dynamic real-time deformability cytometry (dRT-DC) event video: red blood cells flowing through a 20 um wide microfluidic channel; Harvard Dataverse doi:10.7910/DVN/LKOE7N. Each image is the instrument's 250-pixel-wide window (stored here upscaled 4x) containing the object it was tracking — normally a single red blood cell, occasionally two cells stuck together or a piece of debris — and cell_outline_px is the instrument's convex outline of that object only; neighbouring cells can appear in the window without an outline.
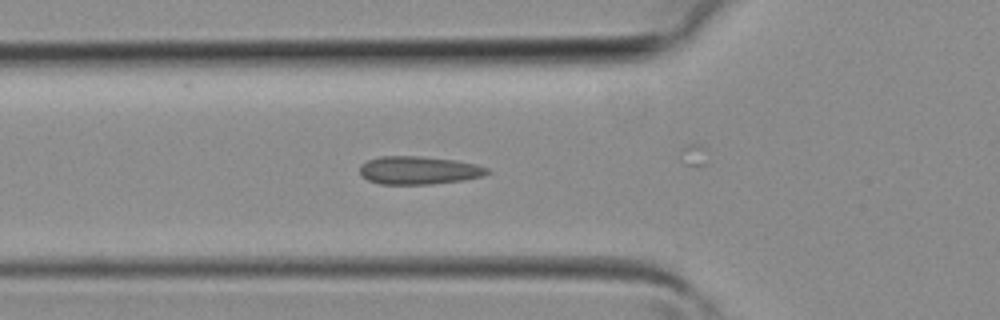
{"species": "common noctule bat (a hibernating species)", "species_latin": "Nyctalus noctula", "temperature_condition": "room temperature", "stored_images_in_passage": 4, "camera_frame_rate_fps": 3000, "um_per_image_px": 0.085, "animal": {"sex": "female", "body_mass_g": 19.3, "forearm_length_mm": 54.1}, "frame": {"image": 1, "passage_image": 2, "time_ms": 0.333, "image_size_px": [1000, 320], "cell_outline_px": [[492, 172], [484, 176], [464, 180], [432, 184], [380, 184], [368, 180], [360, 176], [360, 164], [368, 160], [380, 156], [420, 156], [456, 160], [476, 164], [488, 168]], "centroid_in_image_um": [35.61, 14.47], "position_along_channel_um": 90.2, "area_um2": 21.1}}